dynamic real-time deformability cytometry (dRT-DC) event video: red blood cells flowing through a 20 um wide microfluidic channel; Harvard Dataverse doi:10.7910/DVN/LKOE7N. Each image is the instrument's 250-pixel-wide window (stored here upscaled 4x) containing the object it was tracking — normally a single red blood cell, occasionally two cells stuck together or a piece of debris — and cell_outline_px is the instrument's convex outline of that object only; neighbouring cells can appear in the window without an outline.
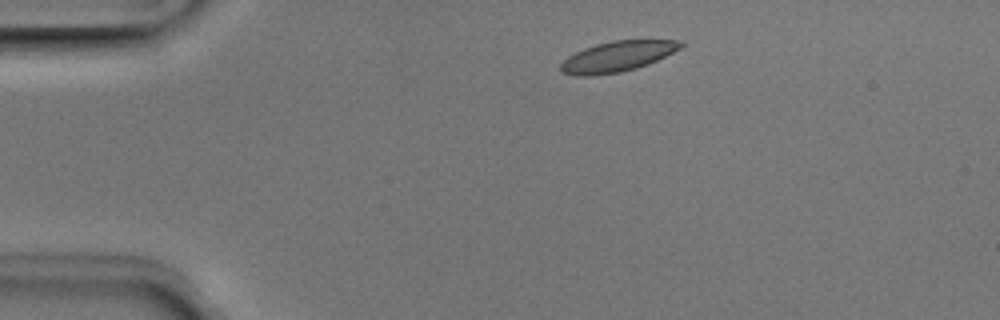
{"species": "Egyptian fruit bat (a non-hibernating species)", "species_latin": "Rousettus aegyptiacus", "temperature_condition": "room temperature", "stored_images_in_passage": 3, "camera_frame_rate_fps": 3000, "um_per_image_px": 0.085, "animal": {"sex": "male"}, "frame": {"image": 1, "passage_image": 2, "time_ms": 0.333, "image_size_px": [1000, 320], "cell_outline_px": [[684, 44], [680, 48], [648, 64], [636, 68], [620, 72], [588, 76], [580, 76], [560, 72], [560, 64], [568, 56], [584, 48], [596, 44], [612, 40], [680, 40]], "centroid_in_image_um": [52.44, 4.8], "position_along_channel_um": 32.6, "area_um2": 21.1}}